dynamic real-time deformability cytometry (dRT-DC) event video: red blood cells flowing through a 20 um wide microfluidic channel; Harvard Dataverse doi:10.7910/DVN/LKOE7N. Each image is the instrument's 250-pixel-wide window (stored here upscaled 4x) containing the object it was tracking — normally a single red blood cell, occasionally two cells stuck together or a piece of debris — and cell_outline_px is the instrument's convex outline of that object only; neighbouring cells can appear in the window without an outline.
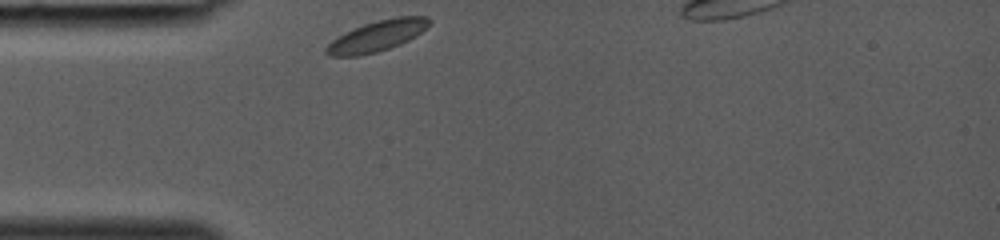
{"species": "common noctule bat (a hibernating species)", "species_latin": "Nyctalus noctula", "temperature_condition": "room temperature", "stored_images_in_passage": 23, "camera_frame_rate_fps": 3000, "um_per_image_px": 0.085, "animal": {"sex": "female", "body_mass_g": 19.0, "forearm_length_mm": 53.3}, "frame": {"image": 1, "passage_image": 1, "time_ms": 0.0, "image_size_px": [1000, 240], "cell_outline_px": [[432, 20], [420, 32], [408, 40], [400, 44], [376, 52], [360, 56], [328, 56], [324, 52], [324, 48], [332, 40], [344, 32], [364, 24], [396, 16], [428, 16]], "centroid_in_image_um": [32.0, 3.06], "position_along_channel_um": 53.0, "area_um2": 18.32}}
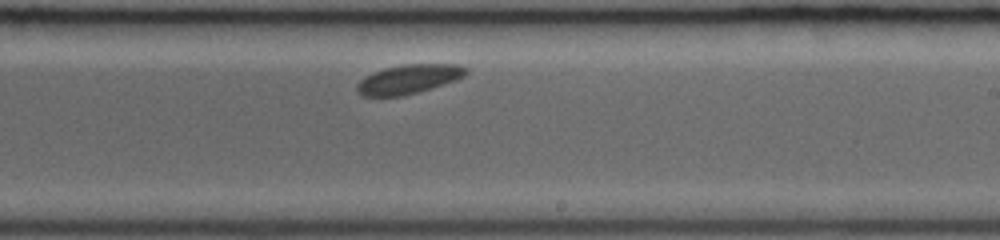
{"frame": {"image": 2, "passage_image": 14, "time_ms": 4.333, "image_size_px": [1000, 240], "cell_outline_px": [[468, 72], [464, 76], [456, 80], [420, 92], [400, 96], [364, 96], [356, 92], [356, 84], [364, 76], [372, 72], [384, 68], [404, 64], [456, 64], [468, 68]], "centroid_in_image_um": [34.72, 6.73], "position_along_channel_um": 254.3, "area_um2": 18.73}}
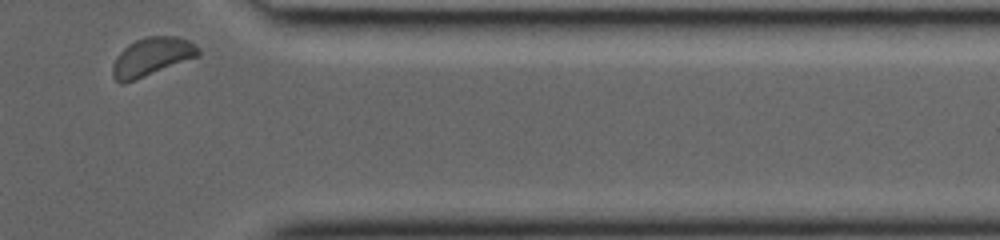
{"frame": {"image": 3, "passage_image": 23, "time_ms": 7.333, "image_size_px": [1000, 240], "cell_outline_px": [[200, 56], [136, 80], [124, 84], [120, 84], [112, 76], [112, 64], [120, 52], [128, 44], [136, 40], [148, 36], [176, 36], [188, 40], [200, 48]], "centroid_in_image_um": [12.9, 4.84], "position_along_channel_um": 398.5, "area_um2": 19.36}}